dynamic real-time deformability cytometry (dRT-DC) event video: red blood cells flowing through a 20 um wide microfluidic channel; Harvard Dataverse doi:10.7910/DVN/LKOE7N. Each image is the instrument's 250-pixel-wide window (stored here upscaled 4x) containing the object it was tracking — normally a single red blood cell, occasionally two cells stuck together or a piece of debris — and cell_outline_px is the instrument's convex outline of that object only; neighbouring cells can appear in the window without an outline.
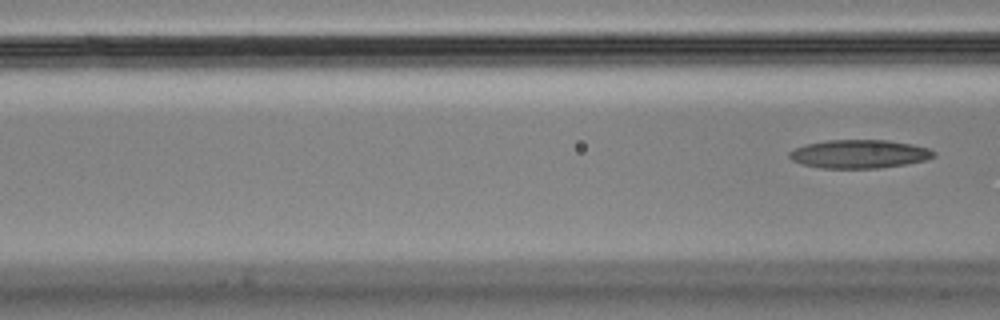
{"species": "Egyptian fruit bat (a non-hibernating species)", "species_latin": "Rousettus aegyptiacus", "temperature_condition": "cold", "stored_images_in_passage": 7, "camera_frame_rate_fps": 3000, "um_per_image_px": 0.085, "animal": {"sex": "male"}, "frame": {"image": 1, "passage_image": 7, "time_ms": 2.0, "image_size_px": [1000, 320], "cell_outline_px": [[936, 156], [924, 160], [904, 164], [880, 168], [820, 168], [800, 164], [792, 160], [788, 156], [788, 152], [796, 148], [808, 144], [828, 140], [888, 140], [912, 144], [928, 148], [936, 152]], "centroid_in_image_um": [73.03, 13.09], "position_along_channel_um": 93.6, "area_um2": 23.93}}